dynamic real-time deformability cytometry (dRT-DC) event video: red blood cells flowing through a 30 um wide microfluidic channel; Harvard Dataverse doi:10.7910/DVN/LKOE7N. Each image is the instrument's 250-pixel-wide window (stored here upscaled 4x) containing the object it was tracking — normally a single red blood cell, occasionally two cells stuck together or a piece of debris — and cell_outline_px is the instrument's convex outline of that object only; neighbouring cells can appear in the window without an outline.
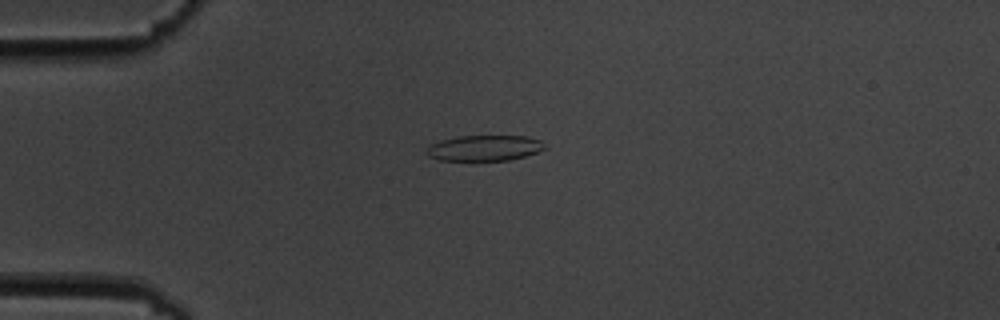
{"species": "common noctule bat (a hibernating species)", "species_latin": "Nyctalus noctula", "temperature_condition": "cold", "stored_images_in_passage": 57, "camera_frame_rate_fps": 3000, "um_per_image_px": 0.085, "animal": {"sex": "male", "body_mass_g": 19.5, "forearm_length_mm": 54.6}, "frame": {"image": 1, "passage_image": 15, "time_ms": 4.667, "image_size_px": [1000, 320], "cell_outline_px": [[548, 148], [524, 156], [508, 160], [440, 160], [428, 156], [424, 152], [428, 144], [440, 140], [460, 136], [528, 136], [540, 140]], "centroid_in_image_um": [41.14, 12.57], "position_along_channel_um": 43.9, "area_um2": 17.74}}
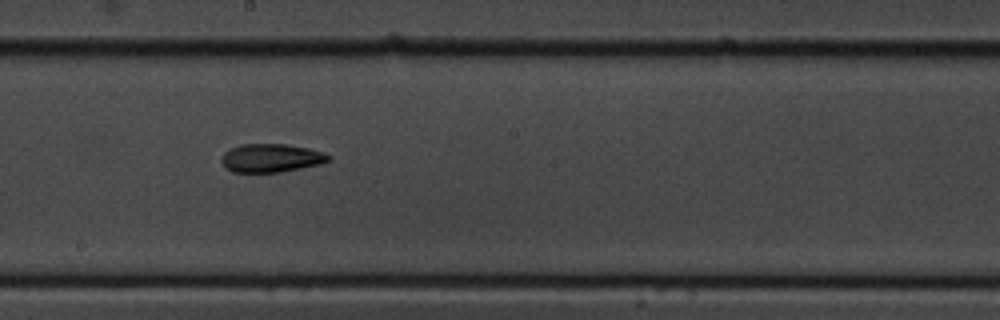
{"frame": {"image": 2, "passage_image": 32, "time_ms": 10.333, "image_size_px": [1000, 320], "cell_outline_px": [[332, 156], [328, 160], [320, 164], [280, 172], [232, 172], [224, 168], [220, 160], [224, 152], [240, 144], [284, 144], [308, 148], [324, 152]], "centroid_in_image_um": [23.01, 13.43], "position_along_channel_um": 225.2, "area_um2": 17.74}}
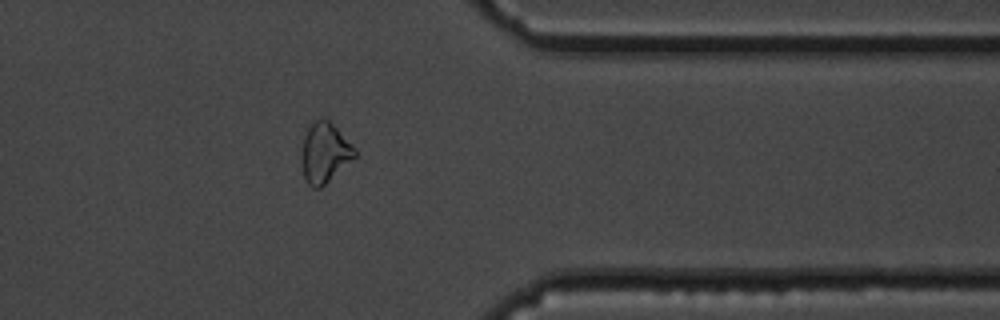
{"frame": {"image": 3, "passage_image": 46, "time_ms": 15.0, "image_size_px": [1000, 320], "cell_outline_px": [[360, 156], [320, 188], [312, 188], [308, 184], [304, 176], [300, 160], [300, 152], [304, 136], [308, 128], [316, 120], [324, 116], [356, 148]], "centroid_in_image_um": [27.62, 13.01], "position_along_channel_um": 383.8, "area_um2": 19.13}, "authors_computed_cell_mechanics": {"area_um2": 18.3226, "velocity_mm_per_s": 3.6106, "shape_relaxation_time_tau1_ms": 8.3548, "shape_relaxation_time_tau2_ms": 3.6818, "deformation_change_tau1": 0.1748, "deformation_change_tau2": 0.1058}}